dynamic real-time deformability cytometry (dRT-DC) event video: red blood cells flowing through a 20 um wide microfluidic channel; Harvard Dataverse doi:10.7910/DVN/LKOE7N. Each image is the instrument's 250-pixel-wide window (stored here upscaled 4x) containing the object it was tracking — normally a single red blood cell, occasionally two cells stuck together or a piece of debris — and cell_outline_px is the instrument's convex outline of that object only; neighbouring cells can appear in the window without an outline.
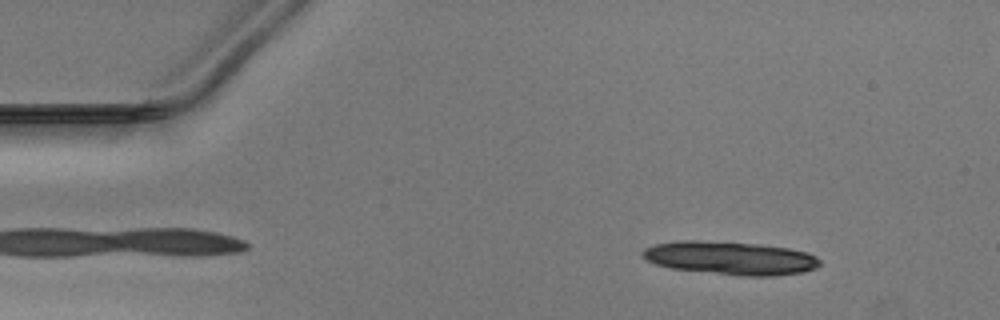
{"species": "Egyptian fruit bat (a non-hibernating species)", "species_latin": "Rousettus aegyptiacus", "temperature_condition": "warm", "stored_images_in_passage": 38, "camera_frame_rate_fps": 3000, "um_per_image_px": 0.085, "animal": {"sex": "male"}, "frame": {"image": 1, "passage_image": 7, "time_ms": 2.0, "image_size_px": [1000, 320], "cell_outline_px": [[820, 264], [816, 268], [800, 272], [772, 276], [744, 276], [668, 268], [656, 264], [640, 256], [640, 252], [644, 248], [656, 244], [676, 240], [700, 240], [760, 244], [788, 248], [808, 252], [816, 256], [820, 260]], "centroid_in_image_um": [62.05, 21.92], "position_along_channel_um": 23.0, "area_um2": 34.56}}
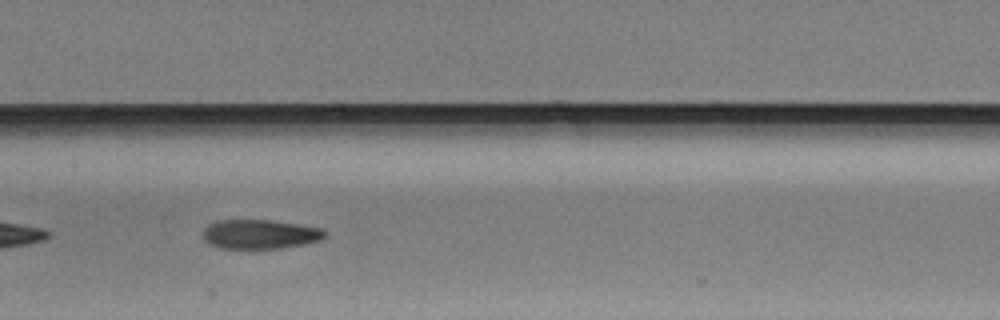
{"frame": {"image": 2, "passage_image": 26, "time_ms": 8.333, "image_size_px": [1000, 320], "cell_outline_px": [[328, 236], [320, 240], [304, 244], [280, 248], [220, 248], [204, 240], [204, 228], [208, 224], [216, 220], [272, 220], [324, 228], [328, 232]], "centroid_in_image_um": [22.15, 19.89], "position_along_channel_um": 185.2, "area_um2": 20.92}}
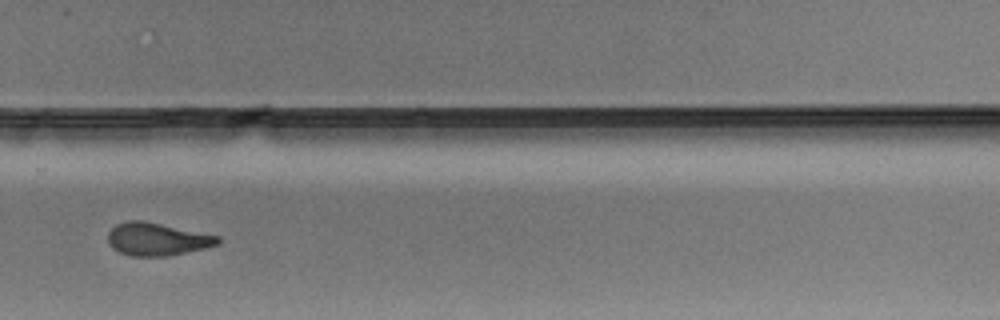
{"frame": {"image": 3, "passage_image": 36, "time_ms": 11.667, "image_size_px": [1000, 320], "cell_outline_px": [[220, 240], [216, 244], [204, 248], [164, 256], [132, 256], [120, 252], [112, 248], [108, 244], [108, 232], [116, 224], [128, 220], [144, 220], [220, 236]], "centroid_in_image_um": [13.3, 20.31], "position_along_channel_um": 316.5, "area_um2": 20.87}}